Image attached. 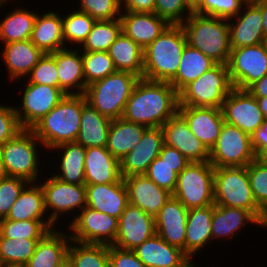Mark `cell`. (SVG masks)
<instances>
[{
  "label": "cell",
  "mask_w": 267,
  "mask_h": 267,
  "mask_svg": "<svg viewBox=\"0 0 267 267\" xmlns=\"http://www.w3.org/2000/svg\"><path fill=\"white\" fill-rule=\"evenodd\" d=\"M178 92L169 82L140 78L125 105L122 118L147 128L161 127L178 112Z\"/></svg>",
  "instance_id": "cell-1"
},
{
  "label": "cell",
  "mask_w": 267,
  "mask_h": 267,
  "mask_svg": "<svg viewBox=\"0 0 267 267\" xmlns=\"http://www.w3.org/2000/svg\"><path fill=\"white\" fill-rule=\"evenodd\" d=\"M83 94L66 95L31 130L43 144L41 148L50 150L62 143L74 142L81 125Z\"/></svg>",
  "instance_id": "cell-2"
},
{
  "label": "cell",
  "mask_w": 267,
  "mask_h": 267,
  "mask_svg": "<svg viewBox=\"0 0 267 267\" xmlns=\"http://www.w3.org/2000/svg\"><path fill=\"white\" fill-rule=\"evenodd\" d=\"M186 44L180 24H170L143 50V78L170 82L176 76Z\"/></svg>",
  "instance_id": "cell-3"
},
{
  "label": "cell",
  "mask_w": 267,
  "mask_h": 267,
  "mask_svg": "<svg viewBox=\"0 0 267 267\" xmlns=\"http://www.w3.org/2000/svg\"><path fill=\"white\" fill-rule=\"evenodd\" d=\"M180 26L187 44L200 50L217 64L227 65L231 52L227 19L193 12Z\"/></svg>",
  "instance_id": "cell-4"
},
{
  "label": "cell",
  "mask_w": 267,
  "mask_h": 267,
  "mask_svg": "<svg viewBox=\"0 0 267 267\" xmlns=\"http://www.w3.org/2000/svg\"><path fill=\"white\" fill-rule=\"evenodd\" d=\"M140 78L130 72L115 71L87 86L86 101L101 115L114 120L121 118L132 90Z\"/></svg>",
  "instance_id": "cell-5"
},
{
  "label": "cell",
  "mask_w": 267,
  "mask_h": 267,
  "mask_svg": "<svg viewBox=\"0 0 267 267\" xmlns=\"http://www.w3.org/2000/svg\"><path fill=\"white\" fill-rule=\"evenodd\" d=\"M214 204L250 211L262 224L266 213L257 205L246 167L214 168Z\"/></svg>",
  "instance_id": "cell-6"
},
{
  "label": "cell",
  "mask_w": 267,
  "mask_h": 267,
  "mask_svg": "<svg viewBox=\"0 0 267 267\" xmlns=\"http://www.w3.org/2000/svg\"><path fill=\"white\" fill-rule=\"evenodd\" d=\"M42 145L31 129H23L2 144L0 151L7 176L20 177L28 182L42 180V170H40L42 169L40 164L43 166V160L40 162L42 149L39 150Z\"/></svg>",
  "instance_id": "cell-7"
},
{
  "label": "cell",
  "mask_w": 267,
  "mask_h": 267,
  "mask_svg": "<svg viewBox=\"0 0 267 267\" xmlns=\"http://www.w3.org/2000/svg\"><path fill=\"white\" fill-rule=\"evenodd\" d=\"M227 65L216 64L178 92L179 106L221 108L233 89Z\"/></svg>",
  "instance_id": "cell-8"
},
{
  "label": "cell",
  "mask_w": 267,
  "mask_h": 267,
  "mask_svg": "<svg viewBox=\"0 0 267 267\" xmlns=\"http://www.w3.org/2000/svg\"><path fill=\"white\" fill-rule=\"evenodd\" d=\"M172 196L188 210L214 204V167L207 162H189L177 175Z\"/></svg>",
  "instance_id": "cell-9"
},
{
  "label": "cell",
  "mask_w": 267,
  "mask_h": 267,
  "mask_svg": "<svg viewBox=\"0 0 267 267\" xmlns=\"http://www.w3.org/2000/svg\"><path fill=\"white\" fill-rule=\"evenodd\" d=\"M46 175L47 178L44 181H38L44 192L45 209L49 219L55 225L62 227L58 223L60 222L59 218L64 217L65 221L64 214L67 217L69 213L71 215L73 213L75 216L69 219L72 221L77 216L78 210L81 211L86 206L85 185L65 183L53 175Z\"/></svg>",
  "instance_id": "cell-10"
},
{
  "label": "cell",
  "mask_w": 267,
  "mask_h": 267,
  "mask_svg": "<svg viewBox=\"0 0 267 267\" xmlns=\"http://www.w3.org/2000/svg\"><path fill=\"white\" fill-rule=\"evenodd\" d=\"M62 223V224H61ZM65 225L71 240L88 244L113 245L118 232V219L85 206L77 216Z\"/></svg>",
  "instance_id": "cell-11"
},
{
  "label": "cell",
  "mask_w": 267,
  "mask_h": 267,
  "mask_svg": "<svg viewBox=\"0 0 267 267\" xmlns=\"http://www.w3.org/2000/svg\"><path fill=\"white\" fill-rule=\"evenodd\" d=\"M254 160L250 135L224 122L217 142L210 150V164L214 168L246 167Z\"/></svg>",
  "instance_id": "cell-12"
},
{
  "label": "cell",
  "mask_w": 267,
  "mask_h": 267,
  "mask_svg": "<svg viewBox=\"0 0 267 267\" xmlns=\"http://www.w3.org/2000/svg\"><path fill=\"white\" fill-rule=\"evenodd\" d=\"M227 68L233 87L247 90L267 74V49L264 43L231 49Z\"/></svg>",
  "instance_id": "cell-13"
},
{
  "label": "cell",
  "mask_w": 267,
  "mask_h": 267,
  "mask_svg": "<svg viewBox=\"0 0 267 267\" xmlns=\"http://www.w3.org/2000/svg\"><path fill=\"white\" fill-rule=\"evenodd\" d=\"M21 106H14L15 113L23 129H31L66 96L57 87L24 81ZM23 92V93H22Z\"/></svg>",
  "instance_id": "cell-14"
},
{
  "label": "cell",
  "mask_w": 267,
  "mask_h": 267,
  "mask_svg": "<svg viewBox=\"0 0 267 267\" xmlns=\"http://www.w3.org/2000/svg\"><path fill=\"white\" fill-rule=\"evenodd\" d=\"M221 110L226 123L237 126L250 136L265 120L256 98L247 90L233 88Z\"/></svg>",
  "instance_id": "cell-15"
},
{
  "label": "cell",
  "mask_w": 267,
  "mask_h": 267,
  "mask_svg": "<svg viewBox=\"0 0 267 267\" xmlns=\"http://www.w3.org/2000/svg\"><path fill=\"white\" fill-rule=\"evenodd\" d=\"M155 234V218L129 203L118 219V232L113 246L133 250Z\"/></svg>",
  "instance_id": "cell-16"
},
{
  "label": "cell",
  "mask_w": 267,
  "mask_h": 267,
  "mask_svg": "<svg viewBox=\"0 0 267 267\" xmlns=\"http://www.w3.org/2000/svg\"><path fill=\"white\" fill-rule=\"evenodd\" d=\"M228 23L231 49L264 42L260 0H248Z\"/></svg>",
  "instance_id": "cell-17"
},
{
  "label": "cell",
  "mask_w": 267,
  "mask_h": 267,
  "mask_svg": "<svg viewBox=\"0 0 267 267\" xmlns=\"http://www.w3.org/2000/svg\"><path fill=\"white\" fill-rule=\"evenodd\" d=\"M163 144L161 127L147 128L139 143L119 160L121 177L145 175L151 162L158 157Z\"/></svg>",
  "instance_id": "cell-18"
},
{
  "label": "cell",
  "mask_w": 267,
  "mask_h": 267,
  "mask_svg": "<svg viewBox=\"0 0 267 267\" xmlns=\"http://www.w3.org/2000/svg\"><path fill=\"white\" fill-rule=\"evenodd\" d=\"M161 129L164 144L177 149L190 162L209 161L210 151L190 131L185 119L178 112Z\"/></svg>",
  "instance_id": "cell-19"
},
{
  "label": "cell",
  "mask_w": 267,
  "mask_h": 267,
  "mask_svg": "<svg viewBox=\"0 0 267 267\" xmlns=\"http://www.w3.org/2000/svg\"><path fill=\"white\" fill-rule=\"evenodd\" d=\"M178 113L185 119L190 131L210 151L225 122L221 108L178 106Z\"/></svg>",
  "instance_id": "cell-20"
},
{
  "label": "cell",
  "mask_w": 267,
  "mask_h": 267,
  "mask_svg": "<svg viewBox=\"0 0 267 267\" xmlns=\"http://www.w3.org/2000/svg\"><path fill=\"white\" fill-rule=\"evenodd\" d=\"M188 209L174 196L167 200L155 218L156 234L185 253Z\"/></svg>",
  "instance_id": "cell-21"
},
{
  "label": "cell",
  "mask_w": 267,
  "mask_h": 267,
  "mask_svg": "<svg viewBox=\"0 0 267 267\" xmlns=\"http://www.w3.org/2000/svg\"><path fill=\"white\" fill-rule=\"evenodd\" d=\"M119 19L121 32L143 50L170 25L155 13L122 11Z\"/></svg>",
  "instance_id": "cell-22"
},
{
  "label": "cell",
  "mask_w": 267,
  "mask_h": 267,
  "mask_svg": "<svg viewBox=\"0 0 267 267\" xmlns=\"http://www.w3.org/2000/svg\"><path fill=\"white\" fill-rule=\"evenodd\" d=\"M86 206L119 219L129 204L124 179L110 184H85Z\"/></svg>",
  "instance_id": "cell-23"
},
{
  "label": "cell",
  "mask_w": 267,
  "mask_h": 267,
  "mask_svg": "<svg viewBox=\"0 0 267 267\" xmlns=\"http://www.w3.org/2000/svg\"><path fill=\"white\" fill-rule=\"evenodd\" d=\"M10 82L22 80L45 54L30 39L4 44L0 53Z\"/></svg>",
  "instance_id": "cell-24"
},
{
  "label": "cell",
  "mask_w": 267,
  "mask_h": 267,
  "mask_svg": "<svg viewBox=\"0 0 267 267\" xmlns=\"http://www.w3.org/2000/svg\"><path fill=\"white\" fill-rule=\"evenodd\" d=\"M56 62L59 88L65 95H81L87 88L83 73V61L79 48L65 47L49 53Z\"/></svg>",
  "instance_id": "cell-25"
},
{
  "label": "cell",
  "mask_w": 267,
  "mask_h": 267,
  "mask_svg": "<svg viewBox=\"0 0 267 267\" xmlns=\"http://www.w3.org/2000/svg\"><path fill=\"white\" fill-rule=\"evenodd\" d=\"M133 251L147 267H187L191 261L182 249L170 245L158 234L145 240Z\"/></svg>",
  "instance_id": "cell-26"
},
{
  "label": "cell",
  "mask_w": 267,
  "mask_h": 267,
  "mask_svg": "<svg viewBox=\"0 0 267 267\" xmlns=\"http://www.w3.org/2000/svg\"><path fill=\"white\" fill-rule=\"evenodd\" d=\"M123 179L128 190L129 203L153 217L172 195L146 175H134Z\"/></svg>",
  "instance_id": "cell-27"
},
{
  "label": "cell",
  "mask_w": 267,
  "mask_h": 267,
  "mask_svg": "<svg viewBox=\"0 0 267 267\" xmlns=\"http://www.w3.org/2000/svg\"><path fill=\"white\" fill-rule=\"evenodd\" d=\"M189 162L177 149L163 144L158 157L151 162L145 175L172 194L176 187L177 175Z\"/></svg>",
  "instance_id": "cell-28"
},
{
  "label": "cell",
  "mask_w": 267,
  "mask_h": 267,
  "mask_svg": "<svg viewBox=\"0 0 267 267\" xmlns=\"http://www.w3.org/2000/svg\"><path fill=\"white\" fill-rule=\"evenodd\" d=\"M212 216L213 205L188 210L185 254L191 260H196L194 256H197V253L201 255V252L205 249L203 247H206L207 244L212 245Z\"/></svg>",
  "instance_id": "cell-29"
},
{
  "label": "cell",
  "mask_w": 267,
  "mask_h": 267,
  "mask_svg": "<svg viewBox=\"0 0 267 267\" xmlns=\"http://www.w3.org/2000/svg\"><path fill=\"white\" fill-rule=\"evenodd\" d=\"M84 169L85 184H110L122 178L119 160L106 147L86 148Z\"/></svg>",
  "instance_id": "cell-30"
},
{
  "label": "cell",
  "mask_w": 267,
  "mask_h": 267,
  "mask_svg": "<svg viewBox=\"0 0 267 267\" xmlns=\"http://www.w3.org/2000/svg\"><path fill=\"white\" fill-rule=\"evenodd\" d=\"M54 229L39 240L26 267H59L68 260L69 231ZM67 232V233H66Z\"/></svg>",
  "instance_id": "cell-31"
},
{
  "label": "cell",
  "mask_w": 267,
  "mask_h": 267,
  "mask_svg": "<svg viewBox=\"0 0 267 267\" xmlns=\"http://www.w3.org/2000/svg\"><path fill=\"white\" fill-rule=\"evenodd\" d=\"M259 225L262 223L248 210L232 208L213 204L212 240H231L247 227L248 224ZM242 229V230H241ZM236 235V236H235Z\"/></svg>",
  "instance_id": "cell-32"
},
{
  "label": "cell",
  "mask_w": 267,
  "mask_h": 267,
  "mask_svg": "<svg viewBox=\"0 0 267 267\" xmlns=\"http://www.w3.org/2000/svg\"><path fill=\"white\" fill-rule=\"evenodd\" d=\"M51 151L53 154L60 153L57 154V158L61 155L57 159L59 163L55 164L59 166L54 171L58 170L54 172L52 169V175L65 183L85 185L84 159L86 148L74 141L62 143L52 148Z\"/></svg>",
  "instance_id": "cell-33"
},
{
  "label": "cell",
  "mask_w": 267,
  "mask_h": 267,
  "mask_svg": "<svg viewBox=\"0 0 267 267\" xmlns=\"http://www.w3.org/2000/svg\"><path fill=\"white\" fill-rule=\"evenodd\" d=\"M56 10L38 11L31 35V42L45 54L65 48L62 15Z\"/></svg>",
  "instance_id": "cell-34"
},
{
  "label": "cell",
  "mask_w": 267,
  "mask_h": 267,
  "mask_svg": "<svg viewBox=\"0 0 267 267\" xmlns=\"http://www.w3.org/2000/svg\"><path fill=\"white\" fill-rule=\"evenodd\" d=\"M111 121L94 109L83 94L81 125L76 142L85 148L106 147Z\"/></svg>",
  "instance_id": "cell-35"
},
{
  "label": "cell",
  "mask_w": 267,
  "mask_h": 267,
  "mask_svg": "<svg viewBox=\"0 0 267 267\" xmlns=\"http://www.w3.org/2000/svg\"><path fill=\"white\" fill-rule=\"evenodd\" d=\"M44 192L39 182H29L15 203L11 206L5 219L20 220H50L46 217Z\"/></svg>",
  "instance_id": "cell-36"
},
{
  "label": "cell",
  "mask_w": 267,
  "mask_h": 267,
  "mask_svg": "<svg viewBox=\"0 0 267 267\" xmlns=\"http://www.w3.org/2000/svg\"><path fill=\"white\" fill-rule=\"evenodd\" d=\"M147 127L117 118L111 121L106 148L109 152L121 160L141 140Z\"/></svg>",
  "instance_id": "cell-37"
},
{
  "label": "cell",
  "mask_w": 267,
  "mask_h": 267,
  "mask_svg": "<svg viewBox=\"0 0 267 267\" xmlns=\"http://www.w3.org/2000/svg\"><path fill=\"white\" fill-rule=\"evenodd\" d=\"M216 64V62L204 55L200 50L186 44L181 54L176 76L169 83L179 92L184 86L198 79Z\"/></svg>",
  "instance_id": "cell-38"
},
{
  "label": "cell",
  "mask_w": 267,
  "mask_h": 267,
  "mask_svg": "<svg viewBox=\"0 0 267 267\" xmlns=\"http://www.w3.org/2000/svg\"><path fill=\"white\" fill-rule=\"evenodd\" d=\"M117 71L130 72L143 78V49L122 32L108 50Z\"/></svg>",
  "instance_id": "cell-39"
},
{
  "label": "cell",
  "mask_w": 267,
  "mask_h": 267,
  "mask_svg": "<svg viewBox=\"0 0 267 267\" xmlns=\"http://www.w3.org/2000/svg\"><path fill=\"white\" fill-rule=\"evenodd\" d=\"M37 13L19 6L5 14L0 19L1 44L30 39Z\"/></svg>",
  "instance_id": "cell-40"
},
{
  "label": "cell",
  "mask_w": 267,
  "mask_h": 267,
  "mask_svg": "<svg viewBox=\"0 0 267 267\" xmlns=\"http://www.w3.org/2000/svg\"><path fill=\"white\" fill-rule=\"evenodd\" d=\"M120 34V19L95 21L92 30L79 50L81 52H108Z\"/></svg>",
  "instance_id": "cell-41"
},
{
  "label": "cell",
  "mask_w": 267,
  "mask_h": 267,
  "mask_svg": "<svg viewBox=\"0 0 267 267\" xmlns=\"http://www.w3.org/2000/svg\"><path fill=\"white\" fill-rule=\"evenodd\" d=\"M68 261L72 267H109L108 245L80 243L71 240Z\"/></svg>",
  "instance_id": "cell-42"
},
{
  "label": "cell",
  "mask_w": 267,
  "mask_h": 267,
  "mask_svg": "<svg viewBox=\"0 0 267 267\" xmlns=\"http://www.w3.org/2000/svg\"><path fill=\"white\" fill-rule=\"evenodd\" d=\"M54 229L56 226L51 220H0V234L10 239H42Z\"/></svg>",
  "instance_id": "cell-43"
},
{
  "label": "cell",
  "mask_w": 267,
  "mask_h": 267,
  "mask_svg": "<svg viewBox=\"0 0 267 267\" xmlns=\"http://www.w3.org/2000/svg\"><path fill=\"white\" fill-rule=\"evenodd\" d=\"M67 13H64L62 17L65 47L76 45L75 47L79 48L86 40L96 20L87 13L76 9Z\"/></svg>",
  "instance_id": "cell-44"
},
{
  "label": "cell",
  "mask_w": 267,
  "mask_h": 267,
  "mask_svg": "<svg viewBox=\"0 0 267 267\" xmlns=\"http://www.w3.org/2000/svg\"><path fill=\"white\" fill-rule=\"evenodd\" d=\"M41 239L6 238L0 234V255L5 266L26 265Z\"/></svg>",
  "instance_id": "cell-45"
},
{
  "label": "cell",
  "mask_w": 267,
  "mask_h": 267,
  "mask_svg": "<svg viewBox=\"0 0 267 267\" xmlns=\"http://www.w3.org/2000/svg\"><path fill=\"white\" fill-rule=\"evenodd\" d=\"M81 55L86 86L116 71L108 52H81Z\"/></svg>",
  "instance_id": "cell-46"
},
{
  "label": "cell",
  "mask_w": 267,
  "mask_h": 267,
  "mask_svg": "<svg viewBox=\"0 0 267 267\" xmlns=\"http://www.w3.org/2000/svg\"><path fill=\"white\" fill-rule=\"evenodd\" d=\"M78 11L87 13L96 21L114 20L121 16V0H80Z\"/></svg>",
  "instance_id": "cell-47"
},
{
  "label": "cell",
  "mask_w": 267,
  "mask_h": 267,
  "mask_svg": "<svg viewBox=\"0 0 267 267\" xmlns=\"http://www.w3.org/2000/svg\"><path fill=\"white\" fill-rule=\"evenodd\" d=\"M247 1L248 0H202L201 5L194 13L228 20L236 16Z\"/></svg>",
  "instance_id": "cell-48"
},
{
  "label": "cell",
  "mask_w": 267,
  "mask_h": 267,
  "mask_svg": "<svg viewBox=\"0 0 267 267\" xmlns=\"http://www.w3.org/2000/svg\"><path fill=\"white\" fill-rule=\"evenodd\" d=\"M247 174L257 205L267 213V167L255 159L247 165Z\"/></svg>",
  "instance_id": "cell-49"
},
{
  "label": "cell",
  "mask_w": 267,
  "mask_h": 267,
  "mask_svg": "<svg viewBox=\"0 0 267 267\" xmlns=\"http://www.w3.org/2000/svg\"><path fill=\"white\" fill-rule=\"evenodd\" d=\"M26 78L29 83L59 88V78L55 59L50 54H44Z\"/></svg>",
  "instance_id": "cell-50"
},
{
  "label": "cell",
  "mask_w": 267,
  "mask_h": 267,
  "mask_svg": "<svg viewBox=\"0 0 267 267\" xmlns=\"http://www.w3.org/2000/svg\"><path fill=\"white\" fill-rule=\"evenodd\" d=\"M29 182L20 177H6L0 180V220L5 219L24 187Z\"/></svg>",
  "instance_id": "cell-51"
},
{
  "label": "cell",
  "mask_w": 267,
  "mask_h": 267,
  "mask_svg": "<svg viewBox=\"0 0 267 267\" xmlns=\"http://www.w3.org/2000/svg\"><path fill=\"white\" fill-rule=\"evenodd\" d=\"M154 13L170 24H181L193 12L185 0H155Z\"/></svg>",
  "instance_id": "cell-52"
},
{
  "label": "cell",
  "mask_w": 267,
  "mask_h": 267,
  "mask_svg": "<svg viewBox=\"0 0 267 267\" xmlns=\"http://www.w3.org/2000/svg\"><path fill=\"white\" fill-rule=\"evenodd\" d=\"M22 130L14 105L0 104V146Z\"/></svg>",
  "instance_id": "cell-53"
},
{
  "label": "cell",
  "mask_w": 267,
  "mask_h": 267,
  "mask_svg": "<svg viewBox=\"0 0 267 267\" xmlns=\"http://www.w3.org/2000/svg\"><path fill=\"white\" fill-rule=\"evenodd\" d=\"M109 267H147L133 250H125L113 245L108 246Z\"/></svg>",
  "instance_id": "cell-54"
},
{
  "label": "cell",
  "mask_w": 267,
  "mask_h": 267,
  "mask_svg": "<svg viewBox=\"0 0 267 267\" xmlns=\"http://www.w3.org/2000/svg\"><path fill=\"white\" fill-rule=\"evenodd\" d=\"M155 0H121V10L154 13Z\"/></svg>",
  "instance_id": "cell-55"
},
{
  "label": "cell",
  "mask_w": 267,
  "mask_h": 267,
  "mask_svg": "<svg viewBox=\"0 0 267 267\" xmlns=\"http://www.w3.org/2000/svg\"><path fill=\"white\" fill-rule=\"evenodd\" d=\"M250 139L255 156L267 149V119L251 134Z\"/></svg>",
  "instance_id": "cell-56"
},
{
  "label": "cell",
  "mask_w": 267,
  "mask_h": 267,
  "mask_svg": "<svg viewBox=\"0 0 267 267\" xmlns=\"http://www.w3.org/2000/svg\"><path fill=\"white\" fill-rule=\"evenodd\" d=\"M247 91L254 97H267V74L252 84Z\"/></svg>",
  "instance_id": "cell-57"
},
{
  "label": "cell",
  "mask_w": 267,
  "mask_h": 267,
  "mask_svg": "<svg viewBox=\"0 0 267 267\" xmlns=\"http://www.w3.org/2000/svg\"><path fill=\"white\" fill-rule=\"evenodd\" d=\"M260 11L264 35H267V0H260Z\"/></svg>",
  "instance_id": "cell-58"
},
{
  "label": "cell",
  "mask_w": 267,
  "mask_h": 267,
  "mask_svg": "<svg viewBox=\"0 0 267 267\" xmlns=\"http://www.w3.org/2000/svg\"><path fill=\"white\" fill-rule=\"evenodd\" d=\"M261 112L265 119H267V97H255Z\"/></svg>",
  "instance_id": "cell-59"
},
{
  "label": "cell",
  "mask_w": 267,
  "mask_h": 267,
  "mask_svg": "<svg viewBox=\"0 0 267 267\" xmlns=\"http://www.w3.org/2000/svg\"><path fill=\"white\" fill-rule=\"evenodd\" d=\"M255 159L263 166L267 167V149L260 151L256 156Z\"/></svg>",
  "instance_id": "cell-60"
},
{
  "label": "cell",
  "mask_w": 267,
  "mask_h": 267,
  "mask_svg": "<svg viewBox=\"0 0 267 267\" xmlns=\"http://www.w3.org/2000/svg\"><path fill=\"white\" fill-rule=\"evenodd\" d=\"M188 8L194 12L202 3V0H185Z\"/></svg>",
  "instance_id": "cell-61"
},
{
  "label": "cell",
  "mask_w": 267,
  "mask_h": 267,
  "mask_svg": "<svg viewBox=\"0 0 267 267\" xmlns=\"http://www.w3.org/2000/svg\"><path fill=\"white\" fill-rule=\"evenodd\" d=\"M6 177H7V172L5 170V166H4V163H3L2 154H1V151H0V180L1 179H4Z\"/></svg>",
  "instance_id": "cell-62"
},
{
  "label": "cell",
  "mask_w": 267,
  "mask_h": 267,
  "mask_svg": "<svg viewBox=\"0 0 267 267\" xmlns=\"http://www.w3.org/2000/svg\"><path fill=\"white\" fill-rule=\"evenodd\" d=\"M11 1L14 3V1L16 0H0V10H2L1 8H3V6H6L7 4L12 3Z\"/></svg>",
  "instance_id": "cell-63"
},
{
  "label": "cell",
  "mask_w": 267,
  "mask_h": 267,
  "mask_svg": "<svg viewBox=\"0 0 267 267\" xmlns=\"http://www.w3.org/2000/svg\"><path fill=\"white\" fill-rule=\"evenodd\" d=\"M59 267H72V264L67 260L62 265H60Z\"/></svg>",
  "instance_id": "cell-64"
},
{
  "label": "cell",
  "mask_w": 267,
  "mask_h": 267,
  "mask_svg": "<svg viewBox=\"0 0 267 267\" xmlns=\"http://www.w3.org/2000/svg\"><path fill=\"white\" fill-rule=\"evenodd\" d=\"M194 261H195V260H191L187 267H199V265L197 266L196 262H194ZM195 264H196V265H195ZM201 267H202V266H201Z\"/></svg>",
  "instance_id": "cell-65"
},
{
  "label": "cell",
  "mask_w": 267,
  "mask_h": 267,
  "mask_svg": "<svg viewBox=\"0 0 267 267\" xmlns=\"http://www.w3.org/2000/svg\"><path fill=\"white\" fill-rule=\"evenodd\" d=\"M262 228H263V229H266V228H267V213H266V215H265V220H264V222H263Z\"/></svg>",
  "instance_id": "cell-66"
},
{
  "label": "cell",
  "mask_w": 267,
  "mask_h": 267,
  "mask_svg": "<svg viewBox=\"0 0 267 267\" xmlns=\"http://www.w3.org/2000/svg\"><path fill=\"white\" fill-rule=\"evenodd\" d=\"M0 267H6L5 264H4V262H3V260H2L1 255H0Z\"/></svg>",
  "instance_id": "cell-67"
},
{
  "label": "cell",
  "mask_w": 267,
  "mask_h": 267,
  "mask_svg": "<svg viewBox=\"0 0 267 267\" xmlns=\"http://www.w3.org/2000/svg\"><path fill=\"white\" fill-rule=\"evenodd\" d=\"M264 45H265V47H266V49H267V35H265V37H264Z\"/></svg>",
  "instance_id": "cell-68"
},
{
  "label": "cell",
  "mask_w": 267,
  "mask_h": 267,
  "mask_svg": "<svg viewBox=\"0 0 267 267\" xmlns=\"http://www.w3.org/2000/svg\"><path fill=\"white\" fill-rule=\"evenodd\" d=\"M6 267H26L25 265H19V266H6Z\"/></svg>",
  "instance_id": "cell-69"
}]
</instances>
